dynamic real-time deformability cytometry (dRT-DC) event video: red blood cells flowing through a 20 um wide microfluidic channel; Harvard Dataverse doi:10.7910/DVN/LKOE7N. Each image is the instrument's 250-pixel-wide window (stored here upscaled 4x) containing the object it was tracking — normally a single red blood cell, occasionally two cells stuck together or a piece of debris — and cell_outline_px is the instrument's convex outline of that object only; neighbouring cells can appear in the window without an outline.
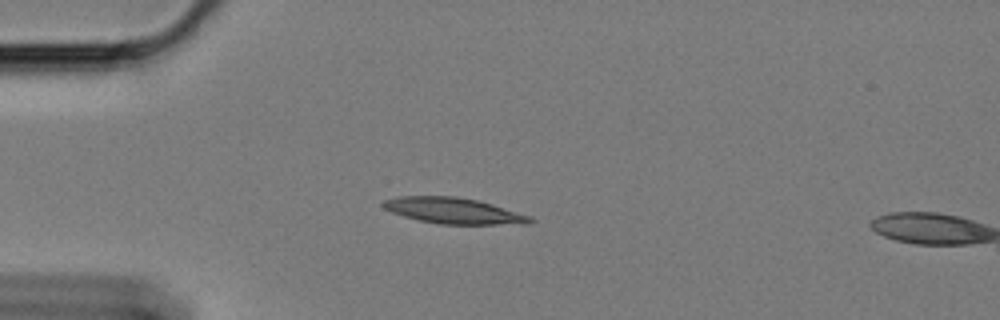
{"species": "Egyptian fruit bat (a non-hibernating species)", "species_latin": "Rousettus aegyptiacus", "temperature_condition": "cold", "stored_images_in_passage": 17, "camera_frame_rate_fps": 3000, "um_per_image_px": 0.085, "animal": {"sex": "female"}, "frame": {"image": 1, "passage_image": 15, "time_ms": 4.667, "image_size_px": [1000, 320], "cell_outline_px": [[536, 220], [532, 224], [440, 224], [420, 220], [404, 216], [392, 212], [384, 208], [380, 204], [384, 200], [400, 196], [456, 196], [476, 200], [492, 204], [532, 216]], "centroid_in_image_um": [38.6, 17.91], "position_along_channel_um": 46.4, "area_um2": 22.25}}